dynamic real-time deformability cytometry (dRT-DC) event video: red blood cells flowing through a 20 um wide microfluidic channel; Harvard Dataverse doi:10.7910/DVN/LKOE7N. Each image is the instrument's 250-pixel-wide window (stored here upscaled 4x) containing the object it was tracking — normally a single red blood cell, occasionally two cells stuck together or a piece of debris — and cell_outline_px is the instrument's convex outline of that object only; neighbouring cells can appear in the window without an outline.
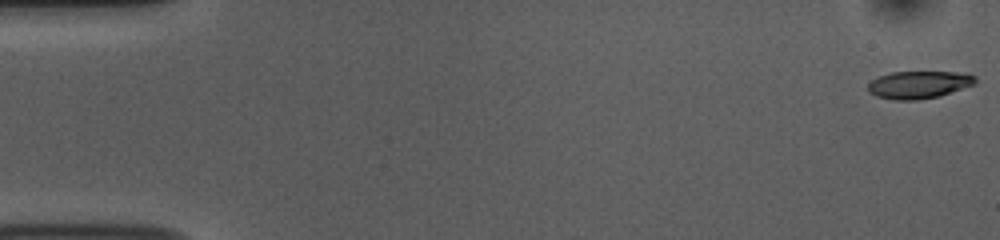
{"species": "common noctule bat (a hibernating species)", "species_latin": "Nyctalus noctula", "temperature_condition": "room temperature", "stored_images_in_passage": 54, "camera_frame_rate_fps": 3000, "um_per_image_px": 0.085, "animal": {"sex": "female", "body_mass_g": 10.0, "forearm_length_mm": 53.1}, "frame": {"image": 1, "passage_image": 1, "time_ms": 0.0, "image_size_px": [1000, 240], "cell_outline_px": [[976, 84], [940, 96], [916, 100], [896, 100], [876, 96], [868, 92], [868, 84], [872, 80], [880, 76], [892, 72], [968, 72], [976, 76]], "centroid_in_image_um": [78.15, 7.19], "position_along_channel_um": 6.9, "area_um2": 17.34}}
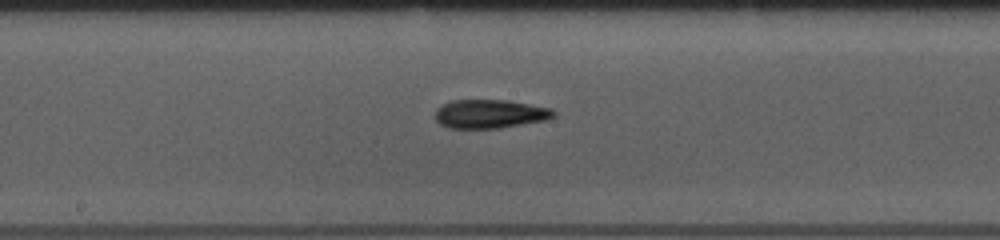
{"frame": {"image": 2, "passage_image": 28, "time_ms": 9.0, "image_size_px": [1000, 240], "cell_outline_px": [[556, 116], [544, 120], [500, 128], [448, 128], [440, 124], [436, 120], [436, 108], [452, 100], [508, 100], [552, 108], [556, 112]], "centroid_in_image_um": [41.66, 9.68], "position_along_channel_um": 206.5, "area_um2": 19.83}}
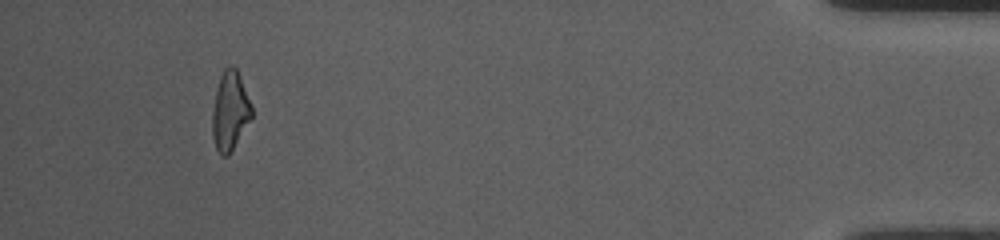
{"frame": {"image": 3, "passage_image": 50, "time_ms": 16.333, "image_size_px": [1000, 240], "cell_outline_px": [[252, 116], [228, 156], [220, 156], [216, 148], [212, 136], [212, 112], [216, 92], [220, 76], [224, 68], [232, 64], [236, 68], [240, 76], [252, 104]], "centroid_in_image_um": [19.55, 9.42], "position_along_channel_um": 415.7, "area_um2": 18.03}, "authors_computed_cell_mechanics": {"area_um2": 18.8139, "velocity_mm_per_s": 3.7636, "shape_relaxation_time_tau1_ms": 4.7837, "shape_relaxation_time_tau2_ms": 4.5237, "deformation_change_tau1": 0.173, "deformation_change_tau2": 0.152}}